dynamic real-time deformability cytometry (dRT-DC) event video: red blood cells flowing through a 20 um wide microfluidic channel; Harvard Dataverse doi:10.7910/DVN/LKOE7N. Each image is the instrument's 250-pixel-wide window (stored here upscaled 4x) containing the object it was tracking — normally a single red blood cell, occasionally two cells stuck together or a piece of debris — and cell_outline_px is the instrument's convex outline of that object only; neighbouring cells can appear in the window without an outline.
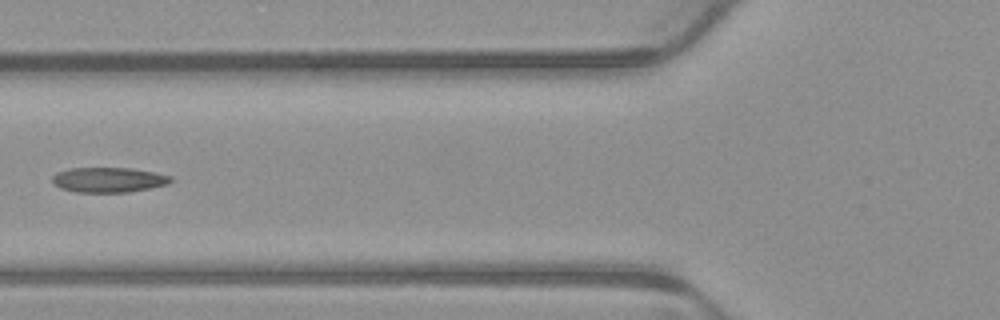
{"species": "common noctule bat (a hibernating species)", "species_latin": "Nyctalus noctula", "temperature_condition": "warm", "stored_images_in_passage": 6, "camera_frame_rate_fps": 3000, "um_per_image_px": 0.085, "animal": {"sex": "male", "body_mass_g": 23.1, "forearm_length_mm": 52.7}, "frame": {"image": 1, "passage_image": 6, "time_ms": 1.667, "image_size_px": [1000, 320], "cell_outline_px": [[172, 180], [168, 184], [128, 192], [76, 192], [60, 188], [52, 184], [52, 176], [56, 172], [68, 168], [132, 168], [156, 172], [172, 176]], "centroid_in_image_um": [9.2, 15.28], "position_along_channel_um": 116.6, "area_um2": 17.4}}